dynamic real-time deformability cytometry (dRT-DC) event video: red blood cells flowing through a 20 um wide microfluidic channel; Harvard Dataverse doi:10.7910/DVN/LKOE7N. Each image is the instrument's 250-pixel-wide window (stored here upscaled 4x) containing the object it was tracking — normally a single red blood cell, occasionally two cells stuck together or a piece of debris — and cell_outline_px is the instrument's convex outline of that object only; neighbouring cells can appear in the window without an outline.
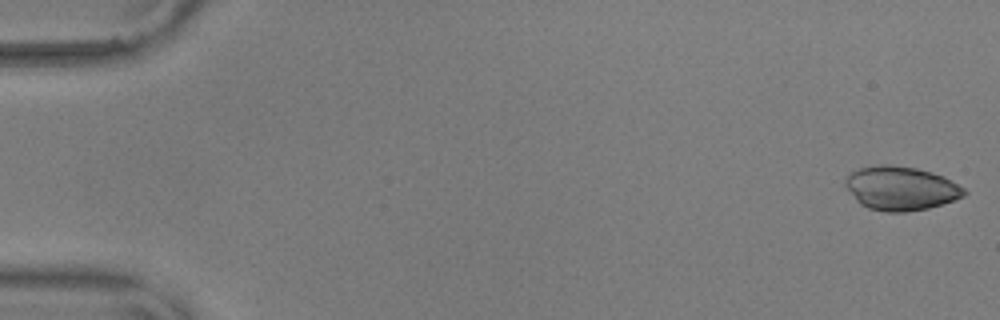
{"species": "common noctule bat (a hibernating species)", "species_latin": "Nyctalus noctula", "temperature_condition": "warm", "stored_images_in_passage": 55, "camera_frame_rate_fps": 3000, "um_per_image_px": 0.085, "animal": {"sex": "male", "body_mass_g": 17.9, "forearm_length_mm": 54.2}, "frame": {"image": 1, "passage_image": 1, "time_ms": 0.0, "image_size_px": [1000, 320], "cell_outline_px": [[968, 192], [964, 196], [928, 208], [904, 212], [884, 212], [868, 208], [860, 204], [856, 200], [844, 184], [844, 180], [852, 172], [860, 168], [880, 164], [888, 164], [916, 168], [932, 172], [944, 176], [964, 188]], "centroid_in_image_um": [76.56, 16.0], "position_along_channel_um": 8.4, "area_um2": 30.29}}
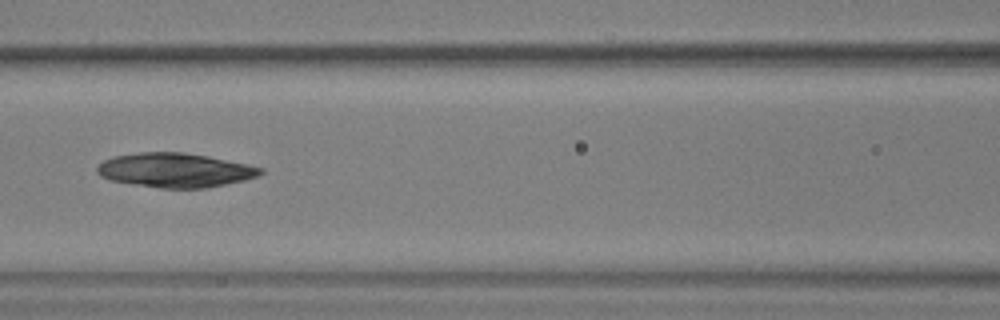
{"frame": {"image": 2, "passage_image": 25, "time_ms": 8.0, "image_size_px": [1000, 320], "cell_outline_px": [[264, 172], [260, 176], [244, 180], [204, 188], [160, 188], [132, 184], [108, 180], [100, 176], [96, 172], [96, 168], [104, 160], [112, 156], [140, 152], [184, 152], [208, 156], [248, 164], [264, 168]], "centroid_in_image_um": [14.88, 14.46], "position_along_channel_um": 151.7, "area_um2": 32.83}}
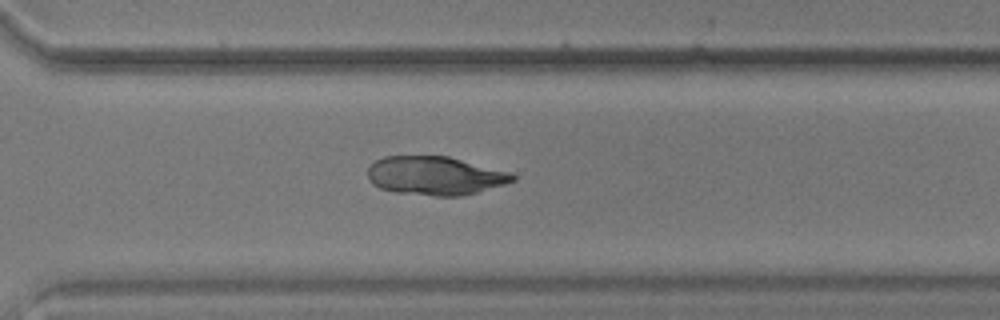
{"frame": {"image": 3, "passage_image": 40, "time_ms": 13.0, "image_size_px": [1000, 320], "cell_outline_px": [[516, 180], [504, 184], [464, 196], [436, 196], [392, 192], [380, 188], [372, 184], [368, 180], [368, 168], [376, 160], [384, 156], [448, 156], [512, 172], [516, 176]], "centroid_in_image_um": [36.99, 14.94], "position_along_channel_um": 333.6, "area_um2": 32.89}}